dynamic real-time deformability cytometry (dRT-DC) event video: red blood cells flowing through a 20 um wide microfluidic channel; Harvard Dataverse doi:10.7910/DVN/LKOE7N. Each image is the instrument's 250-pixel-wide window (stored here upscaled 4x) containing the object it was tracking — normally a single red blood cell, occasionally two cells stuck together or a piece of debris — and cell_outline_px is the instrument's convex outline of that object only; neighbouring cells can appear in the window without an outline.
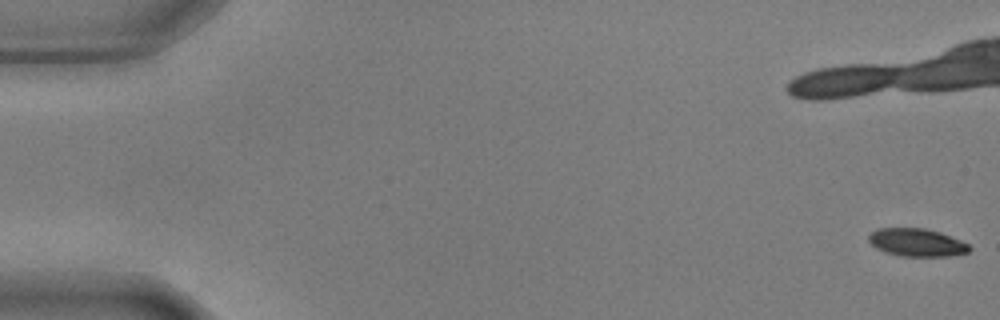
{"species": "common noctule bat (a hibernating species)", "species_latin": "Nyctalus noctula", "temperature_condition": "warm", "stored_images_in_passage": 57, "camera_frame_rate_fps": 3000, "um_per_image_px": 0.085, "animal": {"sex": "male", "body_mass_g": 17.9, "forearm_length_mm": 54.2}, "frame": {"image": 1, "passage_image": 1, "time_ms": 0.0, "image_size_px": [1000, 320], "cell_outline_px": [[972, 248], [968, 252], [948, 256], [900, 256], [884, 252], [876, 248], [868, 240], [868, 236], [876, 228], [924, 228], [940, 232], [960, 240], [968, 244]], "centroid_in_image_um": [77.91, 20.61], "position_along_channel_um": 7.1, "area_um2": 16.36}}
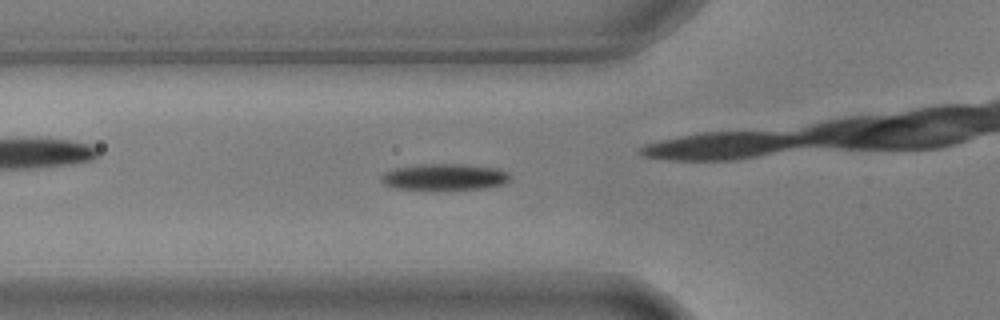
{"frame": {"image": 2, "passage_image": 20, "time_ms": 6.333, "image_size_px": [1000, 320], "cell_outline_px": [[512, 176], [504, 184], [484, 188], [436, 192], [396, 188], [384, 184], [380, 180], [380, 176], [384, 172], [396, 168], [420, 164], [464, 164], [496, 168], [508, 172]], "centroid_in_image_um": [37.76, 15.08], "position_along_channel_um": 88.0, "area_um2": 20.63}, "authors_computed_cell_mechanics": {"area_um2": 18.6694, "velocity_mm_per_s": 3.6623, "shape_relaxation_time_tau1_ms": 3.2558, "shape_relaxation_time_tau2_ms": null, "deformation_change_tau1": 0.1592, "deformation_change_tau2": null}}